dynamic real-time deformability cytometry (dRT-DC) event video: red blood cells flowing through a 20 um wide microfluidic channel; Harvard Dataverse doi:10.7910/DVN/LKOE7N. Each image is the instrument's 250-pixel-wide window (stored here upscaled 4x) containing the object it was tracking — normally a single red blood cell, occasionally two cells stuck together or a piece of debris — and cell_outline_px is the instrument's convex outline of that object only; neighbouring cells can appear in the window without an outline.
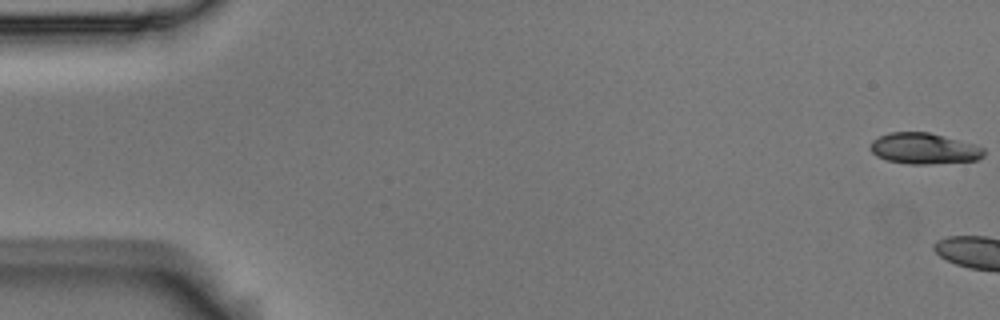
{"species": "Egyptian fruit bat (a non-hibernating species)", "species_latin": "Rousettus aegyptiacus", "temperature_condition": "room temperature", "stored_images_in_passage": 6, "camera_frame_rate_fps": 3000, "um_per_image_px": 0.085, "animal": {"sex": "male"}, "frame": {"image": 1, "passage_image": 1, "time_ms": 0.0, "image_size_px": [1000, 320], "cell_outline_px": [[984, 156], [976, 160], [928, 164], [908, 164], [888, 160], [876, 156], [868, 148], [872, 140], [888, 132], [928, 132], [944, 136], [972, 144], [984, 148]], "centroid_in_image_um": [78.49, 12.62], "position_along_channel_um": 6.5, "area_um2": 20.4}}